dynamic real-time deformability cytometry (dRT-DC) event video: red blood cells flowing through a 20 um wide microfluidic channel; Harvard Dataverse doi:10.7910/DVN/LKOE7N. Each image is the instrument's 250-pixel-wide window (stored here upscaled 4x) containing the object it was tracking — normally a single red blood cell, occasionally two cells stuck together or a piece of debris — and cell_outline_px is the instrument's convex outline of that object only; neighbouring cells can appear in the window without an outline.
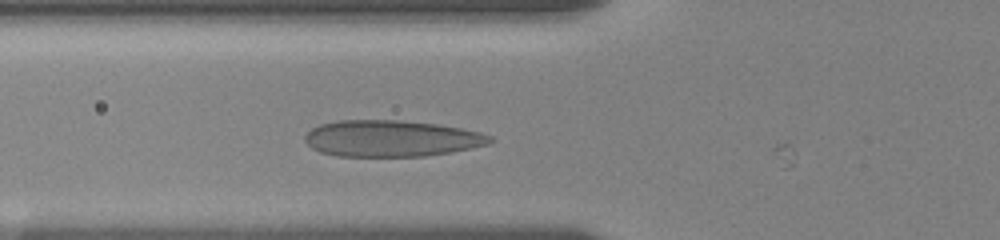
{"species": "human", "species_latin": "Homo sapiens", "temperature_condition": "room temperature", "stored_images_in_passage": 10, "camera_frame_rate_fps": 3000, "um_per_image_px": 0.085, "donor": {"sex": "female"}, "frame": {"image": 1, "passage_image": 9, "time_ms": 4.0, "image_size_px": [1000, 240], "cell_outline_px": [[492, 140], [488, 144], [448, 152], [424, 156], [336, 156], [320, 152], [312, 148], [304, 140], [304, 136], [312, 128], [320, 124], [340, 120], [396, 120], [440, 124], [480, 132], [492, 136]], "centroid_in_image_um": [33.23, 11.76], "position_along_channel_um": 92.6, "area_um2": 39.07}}